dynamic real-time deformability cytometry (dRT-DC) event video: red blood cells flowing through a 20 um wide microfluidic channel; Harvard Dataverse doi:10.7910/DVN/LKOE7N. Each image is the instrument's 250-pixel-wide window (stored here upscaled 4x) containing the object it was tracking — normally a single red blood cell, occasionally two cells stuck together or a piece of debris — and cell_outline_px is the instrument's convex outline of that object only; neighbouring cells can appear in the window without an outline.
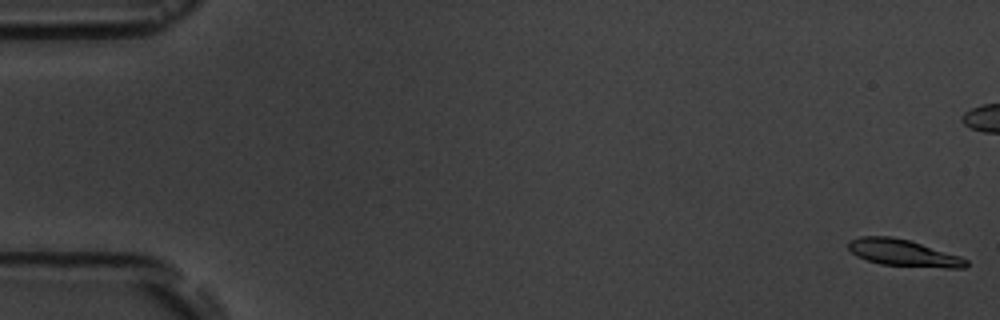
{"species": "common noctule bat (a hibernating species)", "species_latin": "Nyctalus noctula", "temperature_condition": "room temperature", "stored_images_in_passage": 6, "camera_frame_rate_fps": 3000, "um_per_image_px": 0.085, "animal": {"sex": "male", "body_mass_g": 19.5, "forearm_length_mm": 54.6}, "frame": {"image": 1, "passage_image": 1, "time_ms": 0.0, "image_size_px": [1000, 320], "cell_outline_px": [[968, 264], [964, 268], [944, 268], [880, 264], [856, 256], [848, 248], [848, 240], [860, 236], [892, 236], [908, 240], [960, 256], [968, 260]], "centroid_in_image_um": [76.76, 21.49], "position_along_channel_um": 8.2, "area_um2": 18.26}}